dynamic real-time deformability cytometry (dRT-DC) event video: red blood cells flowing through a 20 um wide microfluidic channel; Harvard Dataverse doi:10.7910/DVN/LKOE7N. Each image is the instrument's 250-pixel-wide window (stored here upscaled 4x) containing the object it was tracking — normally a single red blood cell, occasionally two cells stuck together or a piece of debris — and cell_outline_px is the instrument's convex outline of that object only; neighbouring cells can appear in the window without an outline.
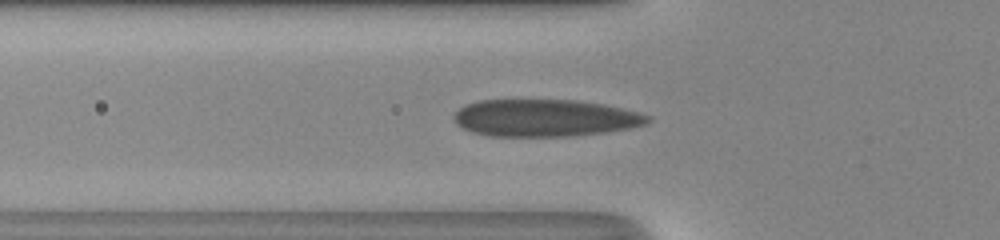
{"species": "human", "species_latin": "Homo sapiens", "temperature_condition": "room temperature", "stored_images_in_passage": 40, "camera_frame_rate_fps": 3000, "um_per_image_px": 0.085, "donor": {"sex": "male"}, "frame": {"image": 1, "passage_image": 11, "time_ms": 3.333, "image_size_px": [1000, 240], "cell_outline_px": [[652, 120], [648, 124], [632, 128], [604, 132], [572, 136], [488, 136], [472, 132], [456, 124], [452, 120], [452, 116], [464, 104], [476, 100], [576, 100], [604, 104], [652, 116]], "centroid_in_image_um": [46.31, 10.02], "position_along_channel_um": 79.5, "area_um2": 42.31}}
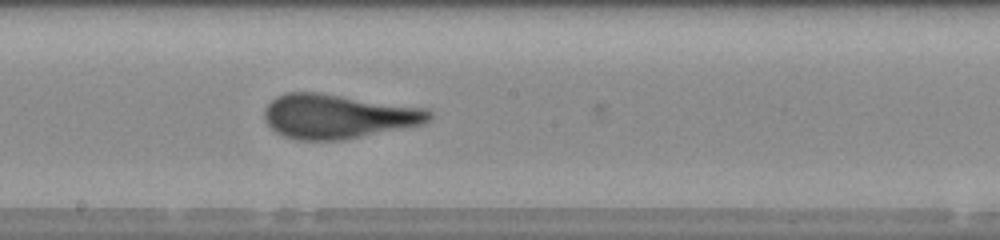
{"frame": {"image": 2, "passage_image": 21, "time_ms": 6.667, "image_size_px": [1000, 240], "cell_outline_px": [[432, 120], [424, 124], [344, 140], [296, 140], [284, 136], [276, 132], [264, 120], [264, 108], [276, 96], [284, 92], [316, 92], [428, 108], [432, 112]], "centroid_in_image_um": [28.74, 9.89], "position_along_channel_um": 219.5, "area_um2": 42.89}}
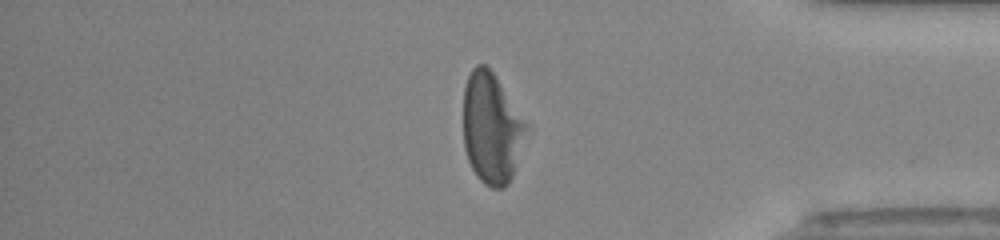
{"frame": {"image": 3, "passage_image": 35, "time_ms": 11.333, "image_size_px": [1000, 240], "cell_outline_px": [[532, 128], [512, 176], [508, 184], [504, 188], [492, 188], [484, 184], [476, 176], [468, 160], [464, 148], [464, 88], [468, 76], [472, 68], [476, 64], [484, 64], [492, 72]], "centroid_in_image_um": [41.83, 10.93], "position_along_channel_um": 393.4, "area_um2": 41.27}, "authors_computed_cell_mechanics": {"area_um2": 42.5986, "velocity_mm_per_s": 4.2006, "shape_relaxation_time_tau1_ms": 5.1168, "shape_relaxation_time_tau2_ms": 0.7392, "deformation_change_tau1": 0.193, "deformation_change_tau2": 0.0853}}